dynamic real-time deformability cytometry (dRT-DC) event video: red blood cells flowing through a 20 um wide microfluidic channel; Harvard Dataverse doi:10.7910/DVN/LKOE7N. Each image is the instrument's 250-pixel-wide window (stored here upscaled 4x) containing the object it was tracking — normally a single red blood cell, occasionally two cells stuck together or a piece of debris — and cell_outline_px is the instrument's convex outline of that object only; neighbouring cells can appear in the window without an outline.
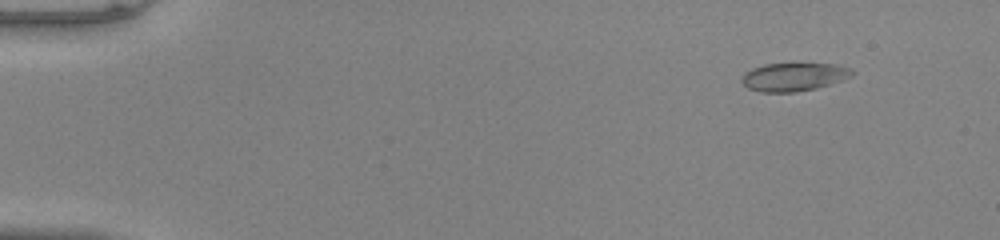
{"species": "common noctule bat (a hibernating species)", "species_latin": "Nyctalus noctula", "temperature_condition": "warm", "stored_images_in_passage": 47, "camera_frame_rate_fps": 3000, "um_per_image_px": 0.085, "animal": {"sex": "male", "body_mass_g": 20.0, "forearm_length_mm": 53.3}, "frame": {"image": 1, "passage_image": 1, "time_ms": 0.0, "image_size_px": [1000, 240], "cell_outline_px": [[856, 72], [852, 76], [816, 88], [796, 92], [760, 92], [748, 88], [740, 80], [744, 72], [752, 68], [764, 64], [836, 64], [852, 68]], "centroid_in_image_um": [67.46, 6.53], "position_along_channel_um": 17.5, "area_um2": 18.15}}
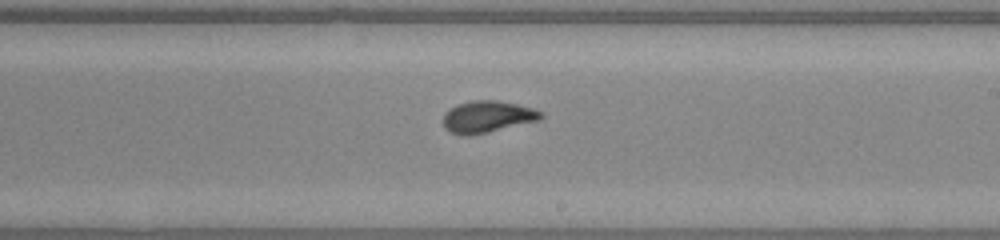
{"frame": {"image": 2, "passage_image": 27, "time_ms": 8.667, "image_size_px": [1000, 240], "cell_outline_px": [[544, 116], [540, 120], [488, 132], [468, 136], [464, 136], [452, 132], [444, 128], [444, 112], [448, 108], [456, 104], [472, 100], [496, 100], [516, 104], [532, 108], [540, 112]], "centroid_in_image_um": [41.39, 9.92], "position_along_channel_um": 247.6, "area_um2": 18.09}}
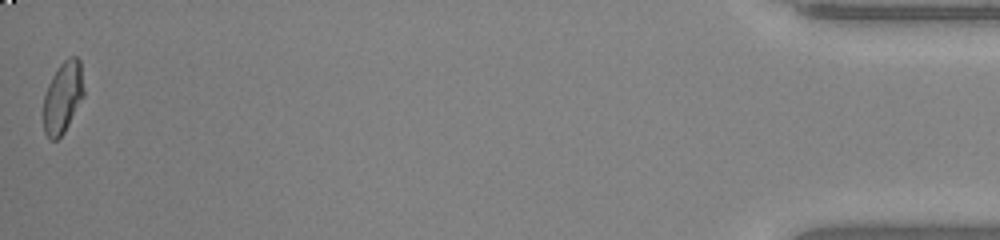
{"frame": {"image": 3, "passage_image": 47, "time_ms": 15.333, "image_size_px": [1000, 240], "cell_outline_px": [[84, 96], [64, 132], [56, 140], [52, 140], [44, 132], [44, 96], [48, 84], [52, 76], [60, 64], [68, 56], [76, 56], [80, 60], [84, 88]], "centroid_in_image_um": [5.35, 8.24], "position_along_channel_um": 429.8, "area_um2": 16.76}, "authors_computed_cell_mechanics": {"area_um2": 17.8024, "velocity_mm_per_s": 4.0667, "shape_relaxation_time_tau1_ms": 4.1157, "shape_relaxation_time_tau2_ms": 0.7105, "deformation_change_tau1": 0.1699, "deformation_change_tau2": 0.0435}}